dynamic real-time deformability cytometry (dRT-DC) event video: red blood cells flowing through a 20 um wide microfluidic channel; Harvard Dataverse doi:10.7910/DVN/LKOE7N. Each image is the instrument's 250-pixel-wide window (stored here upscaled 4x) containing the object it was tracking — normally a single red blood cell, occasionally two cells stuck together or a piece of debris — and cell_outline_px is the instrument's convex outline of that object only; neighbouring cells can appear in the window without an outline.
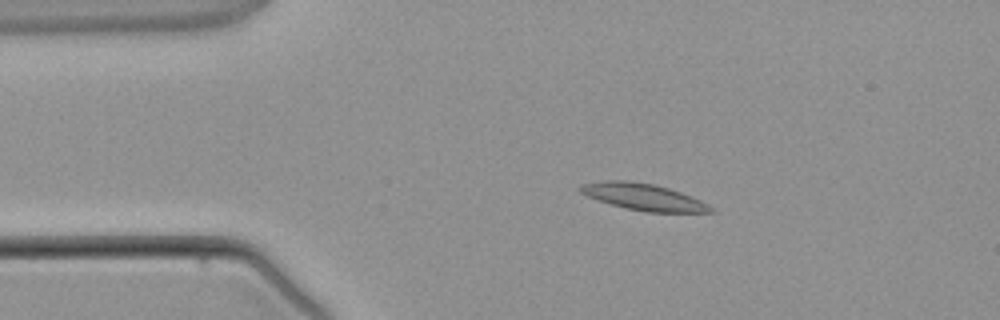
{"species": "common noctule bat (a hibernating species)", "species_latin": "Nyctalus noctula", "temperature_condition": "warm", "stored_images_in_passage": 2, "camera_frame_rate_fps": 3000, "um_per_image_px": 0.085, "animal": {"sex": "male", "body_mass_g": 21.5, "forearm_length_mm": 52.0}, "frame": {"image": 1, "passage_image": 1, "time_ms": 0.0, "image_size_px": [1000, 320], "cell_outline_px": [[716, 212], [648, 212], [624, 208], [588, 196], [580, 192], [576, 188], [580, 184], [604, 180], [628, 180], [652, 184], [668, 188], [692, 196], [708, 204]], "centroid_in_image_um": [54.66, 16.73], "position_along_channel_um": 30.3, "area_um2": 20.17}}